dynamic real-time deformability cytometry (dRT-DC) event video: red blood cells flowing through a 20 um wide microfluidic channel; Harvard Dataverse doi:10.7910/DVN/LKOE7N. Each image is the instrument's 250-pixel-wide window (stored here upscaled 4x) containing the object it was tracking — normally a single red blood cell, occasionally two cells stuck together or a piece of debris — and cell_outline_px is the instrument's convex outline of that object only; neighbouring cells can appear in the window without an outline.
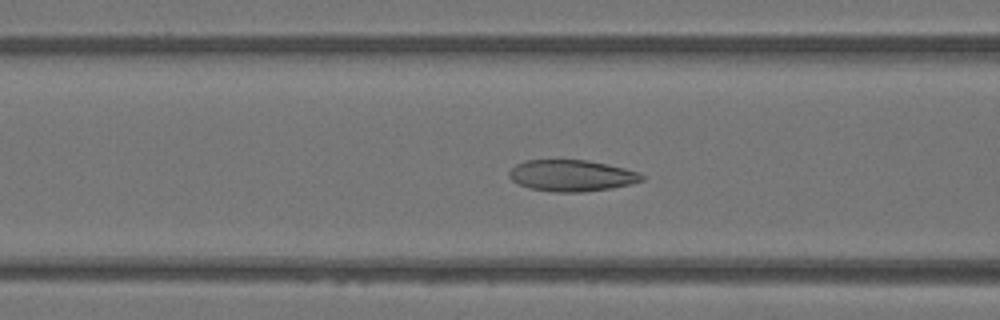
{"species": "Egyptian fruit bat (a non-hibernating species)", "species_latin": "Rousettus aegyptiacus", "temperature_condition": "warm", "stored_images_in_passage": 50, "camera_frame_rate_fps": 3000, "um_per_image_px": 0.085, "animal": {"sex": "female"}, "frame": {"image": 1, "passage_image": 20, "time_ms": 6.333, "image_size_px": [1000, 320], "cell_outline_px": [[644, 180], [612, 188], [584, 192], [556, 192], [528, 188], [512, 180], [508, 176], [508, 172], [516, 164], [524, 160], [588, 160], [608, 164], [640, 172], [644, 176]], "centroid_in_image_um": [48.58, 14.92], "position_along_channel_um": 118.0, "area_um2": 24.33}}
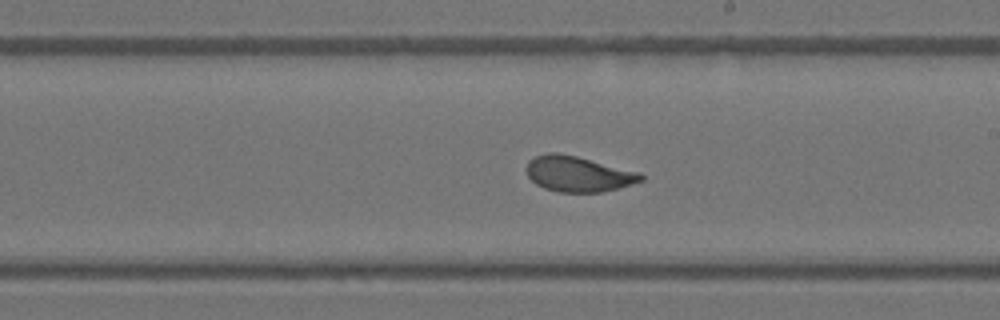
{"frame": {"image": 2, "passage_image": 29, "time_ms": 9.333, "image_size_px": [1000, 320], "cell_outline_px": [[644, 180], [632, 184], [600, 192], [560, 192], [544, 188], [536, 184], [528, 176], [528, 160], [536, 156], [548, 152], [556, 152], [576, 156], [640, 172], [644, 176]], "centroid_in_image_um": [49.15, 14.78], "position_along_channel_um": 239.8, "area_um2": 23.47}}
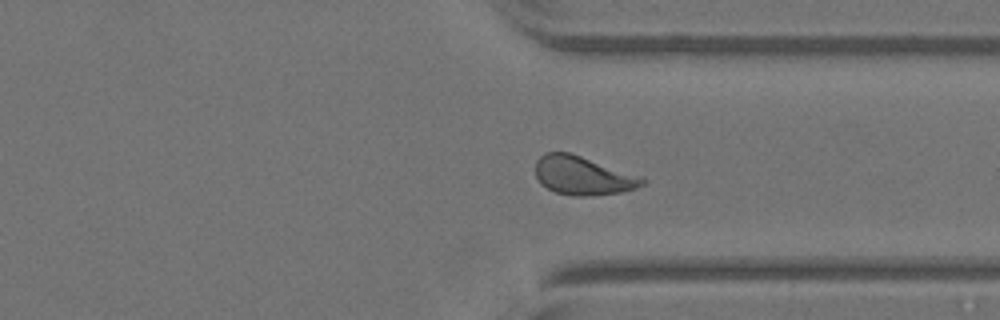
{"frame": {"image": 3, "passage_image": 38, "time_ms": 12.333, "image_size_px": [1000, 320], "cell_outline_px": [[648, 180], [644, 184], [636, 188], [620, 192], [584, 196], [572, 196], [556, 192], [540, 184], [536, 176], [536, 160], [544, 152], [568, 152], [644, 176]], "centroid_in_image_um": [49.57, 14.92], "position_along_channel_um": 361.8, "area_um2": 24.22}, "authors_computed_cell_mechanics": {"area_um2": 24.3049, "velocity_mm_per_s": 4.0624, "shape_relaxation_time_tau1_ms": 3.5823, "shape_relaxation_time_tau2_ms": 0.9835, "deformation_change_tau1": 0.1303, "deformation_change_tau2": 0.0743}}